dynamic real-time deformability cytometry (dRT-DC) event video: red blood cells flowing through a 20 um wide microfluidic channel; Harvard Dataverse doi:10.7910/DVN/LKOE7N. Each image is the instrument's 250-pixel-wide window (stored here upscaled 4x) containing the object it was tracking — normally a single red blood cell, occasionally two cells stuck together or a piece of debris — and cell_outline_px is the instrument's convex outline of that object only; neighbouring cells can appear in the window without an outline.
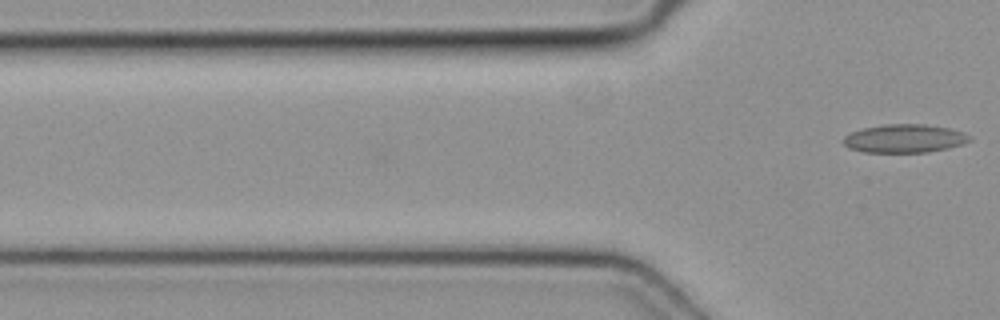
{"species": "common noctule bat (a hibernating species)", "species_latin": "Nyctalus noctula", "temperature_condition": "cold", "stored_images_in_passage": 5, "camera_frame_rate_fps": 3000, "um_per_image_px": 0.085, "animal": {"sex": "female", "body_mass_g": 19.3, "forearm_length_mm": 54.1}, "frame": {"image": 1, "passage_image": 5, "time_ms": 1.333, "image_size_px": [1000, 320], "cell_outline_px": [[972, 140], [948, 148], [928, 152], [864, 152], [848, 148], [844, 144], [844, 136], [852, 132], [864, 128], [884, 124], [924, 124], [948, 128], [964, 132], [972, 136]], "centroid_in_image_um": [76.9, 11.77], "position_along_channel_um": 48.9, "area_um2": 20.81}}